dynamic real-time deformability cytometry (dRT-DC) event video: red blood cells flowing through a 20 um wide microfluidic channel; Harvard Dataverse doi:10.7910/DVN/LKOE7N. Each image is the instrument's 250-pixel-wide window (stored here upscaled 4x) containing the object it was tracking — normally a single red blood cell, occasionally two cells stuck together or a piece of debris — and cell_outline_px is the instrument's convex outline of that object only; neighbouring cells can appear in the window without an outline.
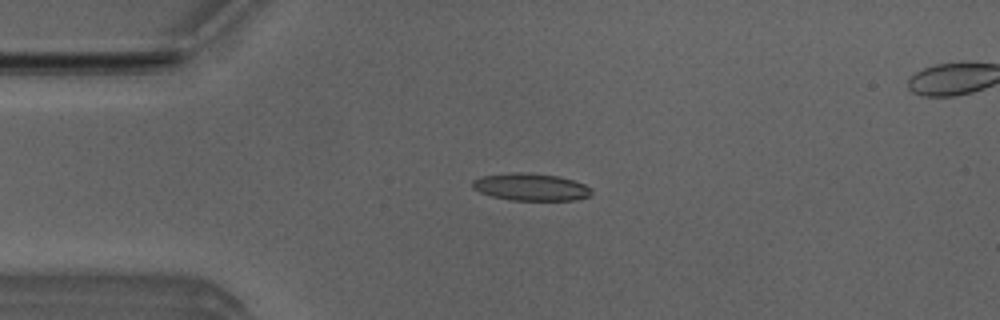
{"species": "Egyptian fruit bat (a non-hibernating species)", "species_latin": "Rousettus aegyptiacus", "temperature_condition": "room temperature", "stored_images_in_passage": 51, "segment_of_instrument_passage": [1, 2], "camera_frame_rate_fps": 3000, "um_per_image_px": 0.085, "animal": {"sex": "male"}, "frame": {"image": 1, "passage_image": 11, "time_ms": 3.333, "image_size_px": [1000, 320], "cell_outline_px": [[592, 192], [588, 196], [576, 200], [508, 200], [492, 196], [480, 192], [472, 188], [472, 180], [480, 176], [516, 172], [528, 172], [560, 176], [584, 184], [592, 188]], "centroid_in_image_um": [45.11, 15.89], "position_along_channel_um": 39.9, "area_um2": 19.07}}
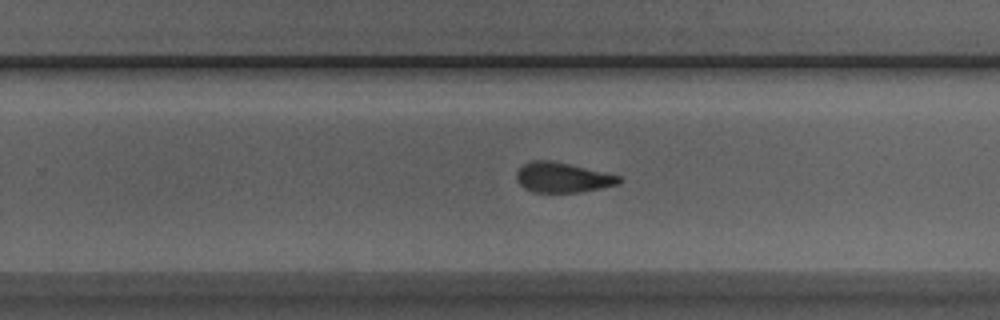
{"frame": {"image": 2, "passage_image": 31, "time_ms": 10.0, "image_size_px": [1000, 320], "cell_outline_px": [[624, 180], [620, 184], [580, 192], [532, 192], [524, 188], [516, 180], [516, 172], [524, 164], [532, 160], [552, 160], [604, 172], [620, 176]], "centroid_in_image_um": [47.82, 15.09], "position_along_channel_um": 282.0, "area_um2": 17.98}}
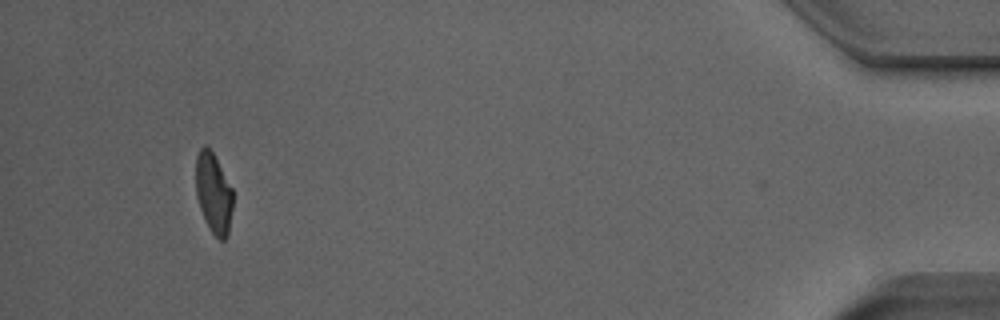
{"frame": {"image": 3, "passage_image": 47, "time_ms": 15.333, "image_size_px": [1000, 320], "cell_outline_px": [[232, 208], [228, 236], [224, 240], [220, 240], [212, 232], [200, 208], [196, 196], [196, 156], [200, 148], [204, 144], [208, 144], [232, 188]], "centroid_in_image_um": [18.14, 16.38], "position_along_channel_um": 417.1, "area_um2": 17.22}}